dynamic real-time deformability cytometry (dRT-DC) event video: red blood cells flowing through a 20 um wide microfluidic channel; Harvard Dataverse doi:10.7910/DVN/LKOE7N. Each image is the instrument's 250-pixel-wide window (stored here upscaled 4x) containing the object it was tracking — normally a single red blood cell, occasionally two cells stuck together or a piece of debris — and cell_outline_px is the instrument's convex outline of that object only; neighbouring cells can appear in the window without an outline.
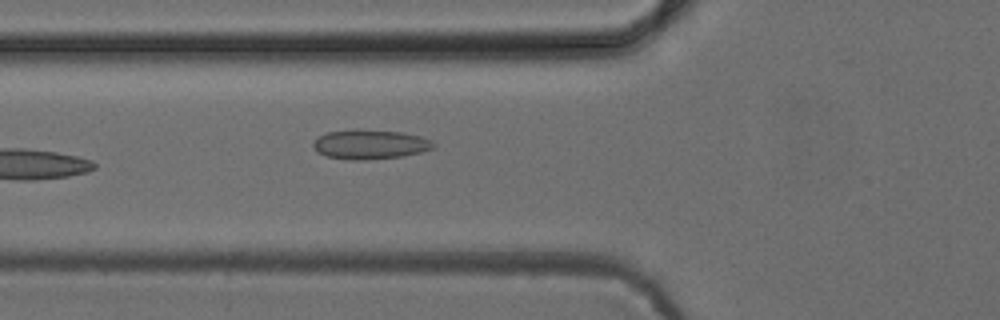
{"species": "common noctule bat (a hibernating species)", "species_latin": "Nyctalus noctula", "temperature_condition": "cold", "stored_images_in_passage": 4, "camera_frame_rate_fps": 3000, "um_per_image_px": 0.085, "animal": {"sex": "female", "body_mass_g": 24.6, "forearm_length_mm": 56.2}, "frame": {"image": 1, "passage_image": 4, "time_ms": 4.667, "image_size_px": [1000, 320], "cell_outline_px": [[436, 148], [404, 156], [364, 160], [352, 160], [328, 156], [316, 152], [312, 148], [312, 140], [328, 132], [400, 132], [420, 136], [432, 140], [436, 144]], "centroid_in_image_um": [31.48, 12.32], "position_along_channel_um": 94.3, "area_um2": 19.94}}